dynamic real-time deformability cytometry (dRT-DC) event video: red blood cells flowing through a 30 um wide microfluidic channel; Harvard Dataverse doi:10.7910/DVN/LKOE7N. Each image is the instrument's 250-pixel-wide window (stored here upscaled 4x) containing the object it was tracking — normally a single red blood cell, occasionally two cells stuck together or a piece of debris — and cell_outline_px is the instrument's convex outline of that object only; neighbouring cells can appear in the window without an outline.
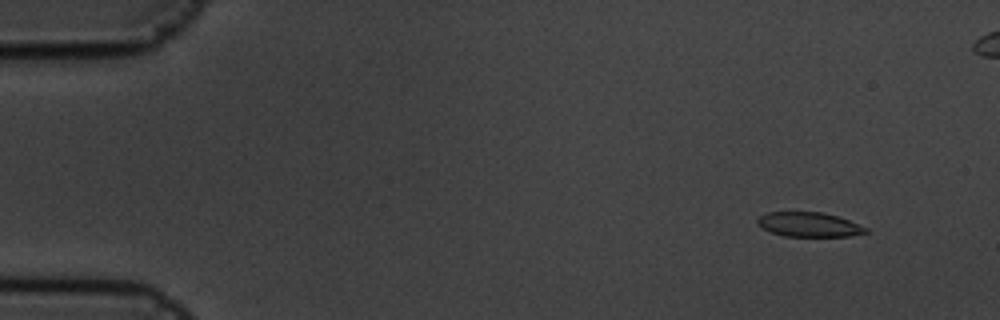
{"species": "common noctule bat (a hibernating species)", "species_latin": "Nyctalus noctula", "temperature_condition": "cold", "stored_images_in_passage": 7, "camera_frame_rate_fps": 3000, "um_per_image_px": 0.085, "animal": {"sex": "male", "body_mass_g": 19.5, "forearm_length_mm": 54.6}, "frame": {"image": 1, "passage_image": 2, "time_ms": 0.333, "image_size_px": [1000, 320], "cell_outline_px": [[868, 232], [848, 236], [784, 236], [772, 232], [764, 228], [756, 220], [760, 216], [768, 212], [820, 212], [836, 216], [848, 220], [868, 228]], "centroid_in_image_um": [68.78, 19.08], "position_along_channel_um": 16.2, "area_um2": 15.14}}